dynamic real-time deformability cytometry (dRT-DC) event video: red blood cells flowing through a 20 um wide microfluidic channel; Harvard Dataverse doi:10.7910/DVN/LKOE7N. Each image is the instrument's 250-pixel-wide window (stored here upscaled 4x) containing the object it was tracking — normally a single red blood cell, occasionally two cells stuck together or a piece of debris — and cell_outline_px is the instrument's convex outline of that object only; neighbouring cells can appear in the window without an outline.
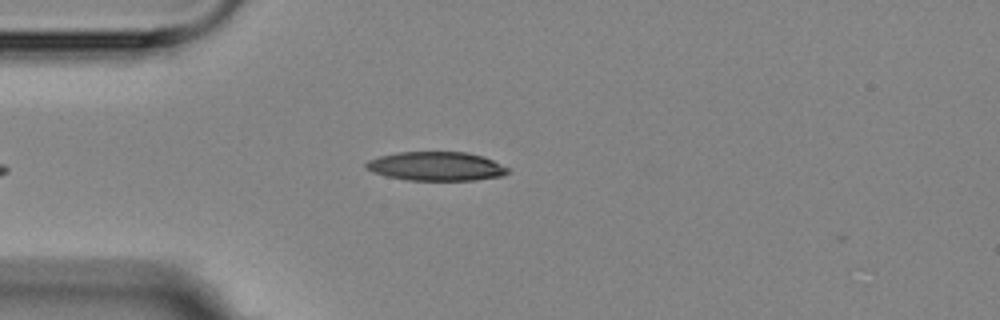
{"species": "Egyptian fruit bat (a non-hibernating species)", "species_latin": "Rousettus aegyptiacus", "temperature_condition": "room temperature", "stored_images_in_passage": 12, "camera_frame_rate_fps": 3000, "um_per_image_px": 0.085, "animal": {"sex": "female"}, "frame": {"image": 1, "passage_image": 1, "time_ms": 0.0, "image_size_px": [1000, 320], "cell_outline_px": [[512, 168], [504, 176], [476, 180], [408, 180], [384, 176], [372, 172], [364, 168], [364, 164], [368, 160], [380, 156], [396, 152], [468, 152], [484, 156]], "centroid_in_image_um": [37.1, 14.13], "position_along_channel_um": 47.9, "area_um2": 24.33}}
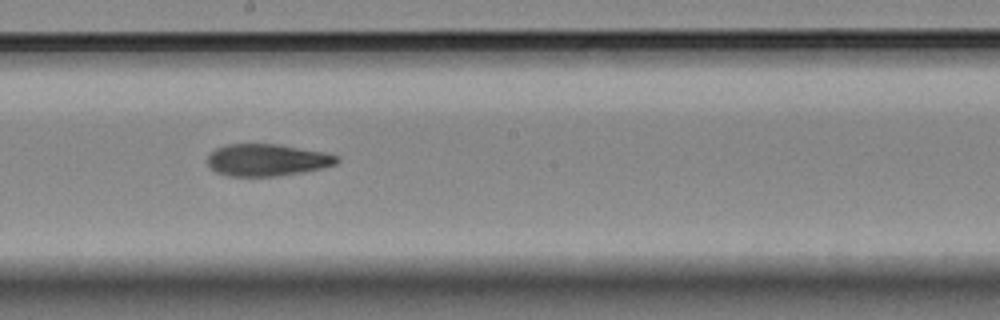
{"frame": {"image": 2, "passage_image": 6, "time_ms": 5.333, "image_size_px": [1000, 320], "cell_outline_px": [[340, 160], [336, 164], [304, 172], [276, 176], [228, 176], [216, 172], [208, 164], [208, 156], [216, 148], [224, 144], [280, 144], [324, 152], [340, 156]], "centroid_in_image_um": [22.72, 13.59], "position_along_channel_um": 225.5, "area_um2": 24.22}}
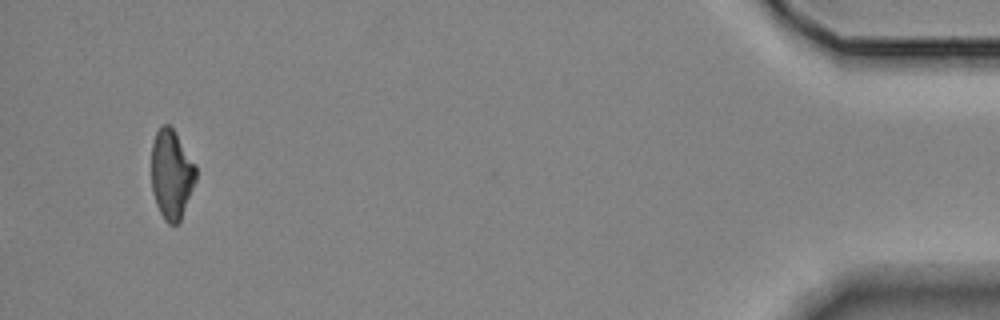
{"frame": {"image": 3, "passage_image": 12, "time_ms": 13.0, "image_size_px": [1000, 320], "cell_outline_px": [[196, 180], [180, 220], [176, 224], [168, 224], [164, 220], [156, 204], [152, 192], [152, 144], [156, 132], [164, 124], [168, 124], [172, 128], [196, 164]], "centroid_in_image_um": [14.58, 14.83], "position_along_channel_um": 420.6, "area_um2": 22.95}, "authors_computed_cell_mechanics": {"area_um2": 24.3916, "velocity_mm_per_s": 3.5572, "shape_relaxation_time_tau1_ms": 7.6826, "shape_relaxation_time_tau2_ms": 7.1646, "deformation_change_tau1": 0.1778, "deformation_change_tau2": 0.1699}}